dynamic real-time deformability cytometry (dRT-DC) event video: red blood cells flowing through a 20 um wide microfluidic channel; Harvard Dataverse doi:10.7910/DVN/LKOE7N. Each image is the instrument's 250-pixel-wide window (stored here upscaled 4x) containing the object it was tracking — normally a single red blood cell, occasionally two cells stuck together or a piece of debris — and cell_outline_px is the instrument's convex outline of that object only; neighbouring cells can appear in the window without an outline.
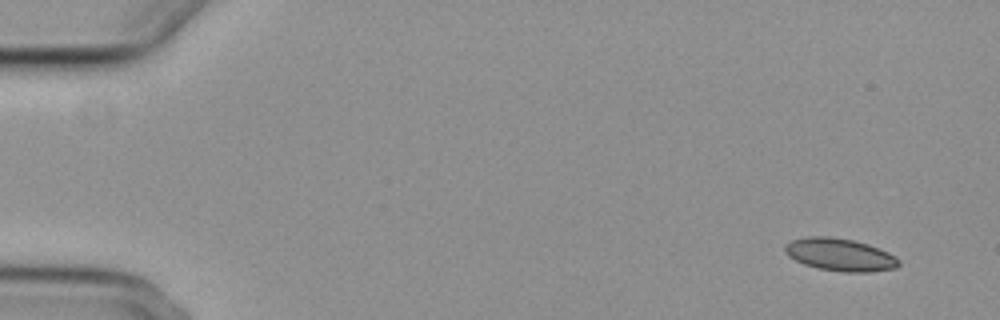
{"species": "common noctule bat (a hibernating species)", "species_latin": "Nyctalus noctula", "temperature_condition": "cold", "stored_images_in_passage": 6, "camera_frame_rate_fps": 3000, "um_per_image_px": 0.085, "animal": {"sex": "female", "body_mass_g": 29.2, "forearm_length_mm": 56.3}, "frame": {"image": 1, "passage_image": 1, "time_ms": 0.0, "image_size_px": [1000, 320], "cell_outline_px": [[900, 264], [896, 268], [868, 272], [844, 272], [816, 268], [804, 264], [788, 256], [784, 252], [784, 244], [792, 240], [808, 236], [832, 236], [852, 240], [868, 244], [880, 248], [896, 256], [900, 260]], "centroid_in_image_um": [71.4, 21.64], "position_along_channel_um": 13.6, "area_um2": 21.85}}
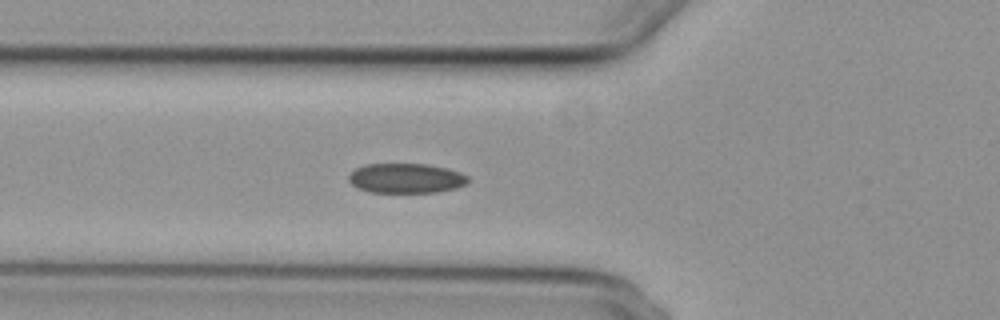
{"frame": {"image": 2, "passage_image": 6, "time_ms": 5.667, "image_size_px": [1000, 320], "cell_outline_px": [[468, 184], [456, 188], [436, 192], [368, 192], [356, 188], [348, 180], [348, 176], [356, 168], [364, 164], [424, 164], [444, 168], [460, 172], [468, 176]], "centroid_in_image_um": [34.49, 15.16], "position_along_channel_um": 91.3, "area_um2": 20.69}}